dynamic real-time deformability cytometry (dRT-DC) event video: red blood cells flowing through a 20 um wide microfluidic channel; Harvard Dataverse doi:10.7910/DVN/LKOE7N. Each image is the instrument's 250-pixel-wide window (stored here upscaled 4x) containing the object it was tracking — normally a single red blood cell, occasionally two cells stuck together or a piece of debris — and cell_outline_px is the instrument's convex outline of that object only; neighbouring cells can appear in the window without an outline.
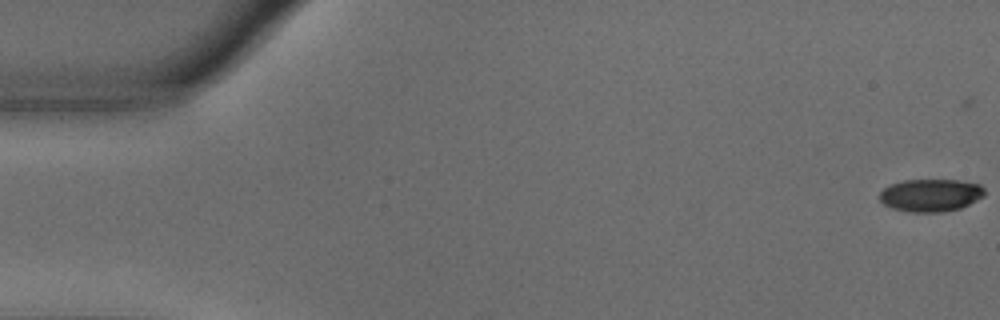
{"species": "common noctule bat (a hibernating species)", "species_latin": "Nyctalus noctula", "temperature_condition": "warm", "stored_images_in_passage": 57, "camera_frame_rate_fps": 3000, "um_per_image_px": 0.085, "animal": {"sex": "male", "body_mass_g": 18.8}, "frame": {"image": 1, "passage_image": 1, "time_ms": 0.0, "image_size_px": [1000, 320], "cell_outline_px": [[984, 196], [960, 208], [944, 212], [912, 212], [892, 208], [884, 204], [880, 200], [880, 192], [884, 188], [892, 184], [904, 180], [960, 180], [980, 184], [984, 188]], "centroid_in_image_um": [79.12, 16.59], "position_along_channel_um": 5.9, "area_um2": 19.88}}
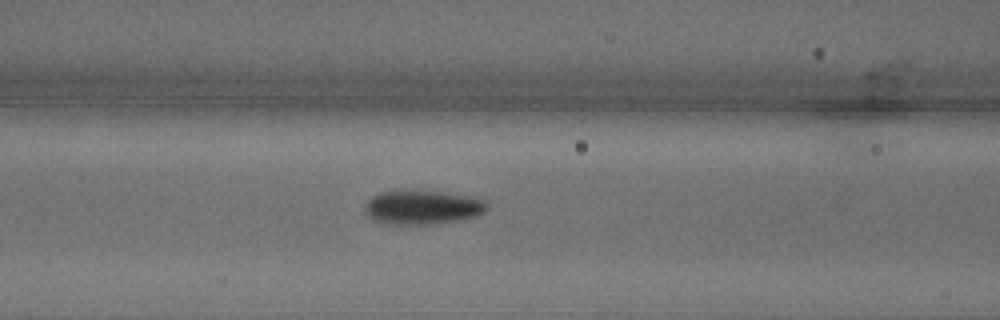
{"frame": {"image": 2, "passage_image": 23, "time_ms": 7.333, "image_size_px": [1000, 320], "cell_outline_px": [[488, 208], [484, 212], [476, 216], [460, 220], [428, 224], [388, 224], [372, 220], [364, 212], [364, 204], [372, 196], [380, 192], [404, 188], [444, 192], [476, 196], [484, 200], [488, 204]], "centroid_in_image_um": [35.89, 17.58], "position_along_channel_um": 130.7, "area_um2": 25.09}}
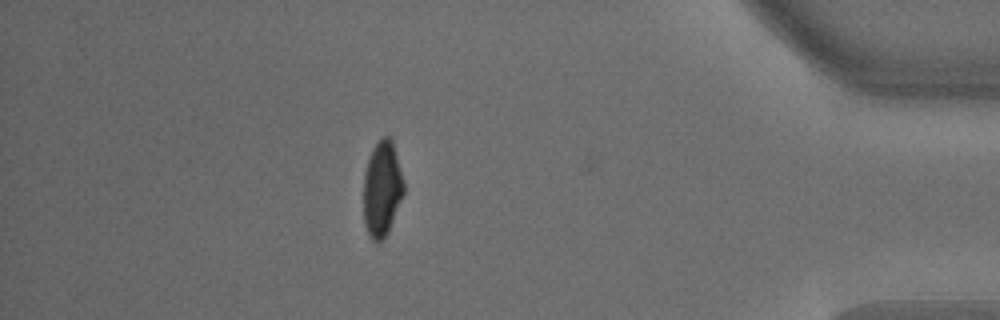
{"frame": {"image": 3, "passage_image": 49, "time_ms": 16.0, "image_size_px": [1000, 320], "cell_outline_px": [[404, 192], [388, 232], [380, 240], [372, 240], [368, 236], [364, 224], [364, 172], [372, 148], [384, 136], [388, 136], [392, 140], [404, 180]], "centroid_in_image_um": [32.47, 16.04], "position_along_channel_um": 402.7, "area_um2": 22.2}, "authors_computed_cell_mechanics": {"area_um2": 22.8888, "velocity_mm_per_s": 3.6474, "shape_relaxation_time_tau1_ms": 2.6988, "shape_relaxation_time_tau2_ms": null, "deformation_change_tau1": 0.144, "deformation_change_tau2": null}}